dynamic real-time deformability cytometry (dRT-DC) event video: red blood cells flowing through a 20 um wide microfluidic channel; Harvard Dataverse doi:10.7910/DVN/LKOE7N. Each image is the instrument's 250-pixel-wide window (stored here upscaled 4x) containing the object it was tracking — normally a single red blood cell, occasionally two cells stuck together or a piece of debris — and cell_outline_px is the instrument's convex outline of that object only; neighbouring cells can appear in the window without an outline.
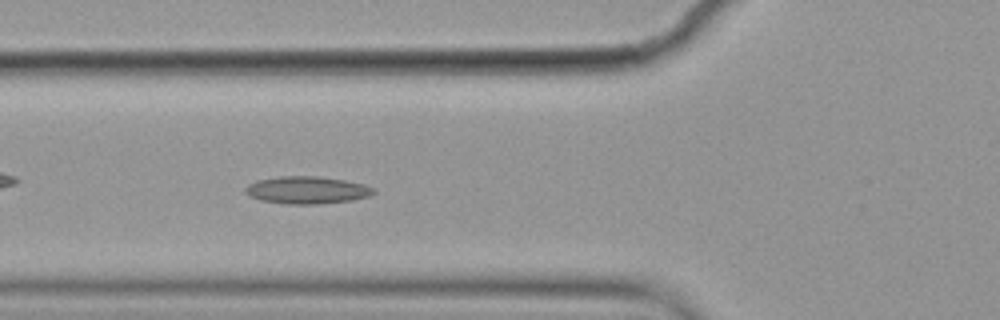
{"species": "common noctule bat (a hibernating species)", "species_latin": "Nyctalus noctula", "temperature_condition": "cold", "stored_images_in_passage": 42, "camera_frame_rate_fps": 3000, "um_per_image_px": 0.085, "animal": {"sex": "female", "body_mass_g": 19.9}, "frame": {"image": 1, "passage_image": 6, "time_ms": 1.667, "image_size_px": [1000, 320], "cell_outline_px": [[376, 192], [368, 196], [352, 200], [316, 204], [288, 204], [260, 200], [248, 196], [244, 192], [244, 188], [248, 184], [256, 180], [280, 176], [316, 176], [344, 180], [364, 184], [376, 188]], "centroid_in_image_um": [26.06, 16.15], "position_along_channel_um": 99.7, "area_um2": 20.58}}
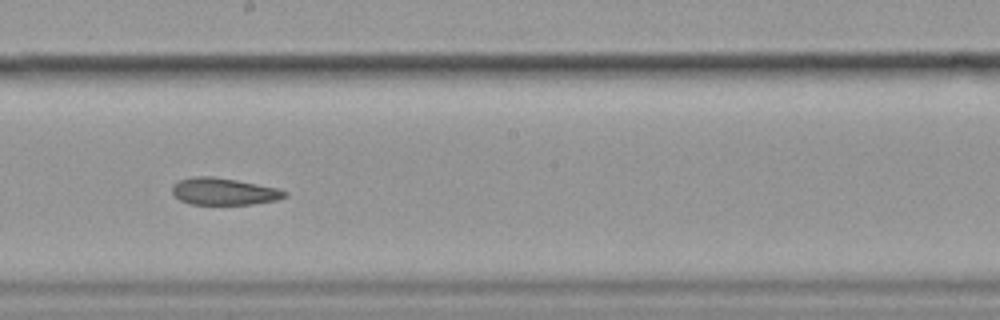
{"frame": {"image": 2, "passage_image": 17, "time_ms": 5.333, "image_size_px": [1000, 320], "cell_outline_px": [[288, 196], [276, 200], [252, 204], [188, 204], [180, 200], [172, 192], [172, 184], [180, 180], [196, 176], [212, 176], [236, 180], [276, 188], [288, 192]], "centroid_in_image_um": [19.01, 16.28], "position_along_channel_um": 229.2, "area_um2": 17.57}}
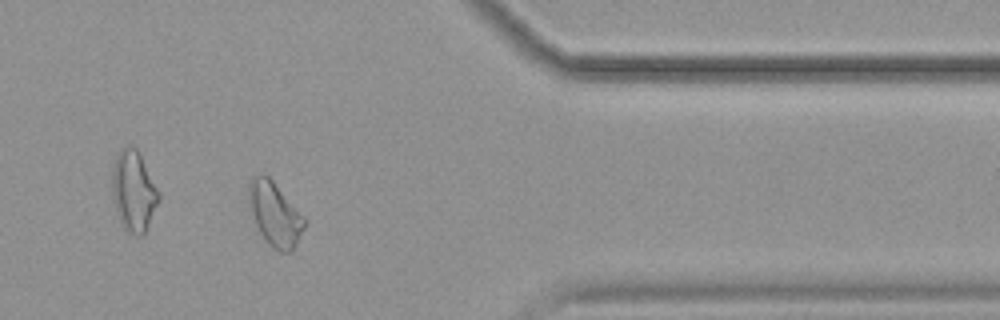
{"frame": {"image": 3, "passage_image": 32, "time_ms": 10.333, "image_size_px": [1000, 320], "cell_outline_px": [[308, 220], [292, 252], [280, 252], [272, 248], [268, 244], [260, 232], [256, 224], [248, 200], [248, 180], [252, 176], [260, 172], [264, 172], [272, 180]], "centroid_in_image_um": [23.36, 18.17], "position_along_channel_um": 388.0, "area_um2": 20.92}, "authors_computed_cell_mechanics": {"area_um2": 19.5075, "velocity_mm_per_s": 3.5363, "shape_relaxation_time_tau1_ms": null, "shape_relaxation_time_tau2_ms": 5.7229, "deformation_change_tau1": null, "deformation_change_tau2": 0.1373}}